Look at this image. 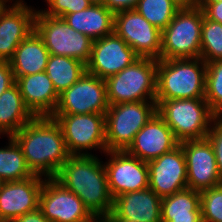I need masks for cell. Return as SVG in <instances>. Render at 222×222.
<instances>
[{"label":"cell","mask_w":222,"mask_h":222,"mask_svg":"<svg viewBox=\"0 0 222 222\" xmlns=\"http://www.w3.org/2000/svg\"><path fill=\"white\" fill-rule=\"evenodd\" d=\"M16 84L26 107L35 117H51L57 107L59 94L45 71L18 77Z\"/></svg>","instance_id":"21"},{"label":"cell","mask_w":222,"mask_h":222,"mask_svg":"<svg viewBox=\"0 0 222 222\" xmlns=\"http://www.w3.org/2000/svg\"><path fill=\"white\" fill-rule=\"evenodd\" d=\"M203 10L204 16L222 24V1L215 3H196Z\"/></svg>","instance_id":"35"},{"label":"cell","mask_w":222,"mask_h":222,"mask_svg":"<svg viewBox=\"0 0 222 222\" xmlns=\"http://www.w3.org/2000/svg\"><path fill=\"white\" fill-rule=\"evenodd\" d=\"M135 9L161 31L172 21L180 9L171 0H139Z\"/></svg>","instance_id":"28"},{"label":"cell","mask_w":222,"mask_h":222,"mask_svg":"<svg viewBox=\"0 0 222 222\" xmlns=\"http://www.w3.org/2000/svg\"><path fill=\"white\" fill-rule=\"evenodd\" d=\"M206 62L199 58L158 60L155 100L204 99Z\"/></svg>","instance_id":"3"},{"label":"cell","mask_w":222,"mask_h":222,"mask_svg":"<svg viewBox=\"0 0 222 222\" xmlns=\"http://www.w3.org/2000/svg\"><path fill=\"white\" fill-rule=\"evenodd\" d=\"M12 4L0 13V61L9 62L19 44L34 31L36 9Z\"/></svg>","instance_id":"19"},{"label":"cell","mask_w":222,"mask_h":222,"mask_svg":"<svg viewBox=\"0 0 222 222\" xmlns=\"http://www.w3.org/2000/svg\"><path fill=\"white\" fill-rule=\"evenodd\" d=\"M104 222H125L122 220H103Z\"/></svg>","instance_id":"44"},{"label":"cell","mask_w":222,"mask_h":222,"mask_svg":"<svg viewBox=\"0 0 222 222\" xmlns=\"http://www.w3.org/2000/svg\"><path fill=\"white\" fill-rule=\"evenodd\" d=\"M186 159L187 187L203 191L222 184L215 152L207 138L186 140L179 144Z\"/></svg>","instance_id":"14"},{"label":"cell","mask_w":222,"mask_h":222,"mask_svg":"<svg viewBox=\"0 0 222 222\" xmlns=\"http://www.w3.org/2000/svg\"><path fill=\"white\" fill-rule=\"evenodd\" d=\"M50 53L41 37L32 31L16 48L9 61L15 80L18 77L44 72Z\"/></svg>","instance_id":"23"},{"label":"cell","mask_w":222,"mask_h":222,"mask_svg":"<svg viewBox=\"0 0 222 222\" xmlns=\"http://www.w3.org/2000/svg\"><path fill=\"white\" fill-rule=\"evenodd\" d=\"M92 4L104 5L105 0H89Z\"/></svg>","instance_id":"42"},{"label":"cell","mask_w":222,"mask_h":222,"mask_svg":"<svg viewBox=\"0 0 222 222\" xmlns=\"http://www.w3.org/2000/svg\"><path fill=\"white\" fill-rule=\"evenodd\" d=\"M6 183V181H4L1 177H0V191L2 189V187L4 186V184Z\"/></svg>","instance_id":"43"},{"label":"cell","mask_w":222,"mask_h":222,"mask_svg":"<svg viewBox=\"0 0 222 222\" xmlns=\"http://www.w3.org/2000/svg\"><path fill=\"white\" fill-rule=\"evenodd\" d=\"M48 4V9L40 10L43 14L60 17L72 14L88 8L92 3L89 0H45Z\"/></svg>","instance_id":"32"},{"label":"cell","mask_w":222,"mask_h":222,"mask_svg":"<svg viewBox=\"0 0 222 222\" xmlns=\"http://www.w3.org/2000/svg\"><path fill=\"white\" fill-rule=\"evenodd\" d=\"M139 0H105L104 5L114 13L135 9Z\"/></svg>","instance_id":"36"},{"label":"cell","mask_w":222,"mask_h":222,"mask_svg":"<svg viewBox=\"0 0 222 222\" xmlns=\"http://www.w3.org/2000/svg\"><path fill=\"white\" fill-rule=\"evenodd\" d=\"M8 145L0 148V177L6 181H19L32 177L22 148L12 137H8Z\"/></svg>","instance_id":"27"},{"label":"cell","mask_w":222,"mask_h":222,"mask_svg":"<svg viewBox=\"0 0 222 222\" xmlns=\"http://www.w3.org/2000/svg\"><path fill=\"white\" fill-rule=\"evenodd\" d=\"M108 107L106 81L85 72L59 95L53 114H105Z\"/></svg>","instance_id":"11"},{"label":"cell","mask_w":222,"mask_h":222,"mask_svg":"<svg viewBox=\"0 0 222 222\" xmlns=\"http://www.w3.org/2000/svg\"><path fill=\"white\" fill-rule=\"evenodd\" d=\"M8 4H12V1L14 2L13 4H25L23 0H5Z\"/></svg>","instance_id":"41"},{"label":"cell","mask_w":222,"mask_h":222,"mask_svg":"<svg viewBox=\"0 0 222 222\" xmlns=\"http://www.w3.org/2000/svg\"><path fill=\"white\" fill-rule=\"evenodd\" d=\"M16 83L11 65L7 61H0V95Z\"/></svg>","instance_id":"34"},{"label":"cell","mask_w":222,"mask_h":222,"mask_svg":"<svg viewBox=\"0 0 222 222\" xmlns=\"http://www.w3.org/2000/svg\"><path fill=\"white\" fill-rule=\"evenodd\" d=\"M222 0H196V3H215Z\"/></svg>","instance_id":"39"},{"label":"cell","mask_w":222,"mask_h":222,"mask_svg":"<svg viewBox=\"0 0 222 222\" xmlns=\"http://www.w3.org/2000/svg\"><path fill=\"white\" fill-rule=\"evenodd\" d=\"M34 118L16 83L0 95V136H13Z\"/></svg>","instance_id":"24"},{"label":"cell","mask_w":222,"mask_h":222,"mask_svg":"<svg viewBox=\"0 0 222 222\" xmlns=\"http://www.w3.org/2000/svg\"><path fill=\"white\" fill-rule=\"evenodd\" d=\"M141 58L160 60L162 31L136 9L115 13L114 31Z\"/></svg>","instance_id":"10"},{"label":"cell","mask_w":222,"mask_h":222,"mask_svg":"<svg viewBox=\"0 0 222 222\" xmlns=\"http://www.w3.org/2000/svg\"><path fill=\"white\" fill-rule=\"evenodd\" d=\"M179 144L171 128L156 113L135 135L125 151L141 161L148 162L174 150Z\"/></svg>","instance_id":"18"},{"label":"cell","mask_w":222,"mask_h":222,"mask_svg":"<svg viewBox=\"0 0 222 222\" xmlns=\"http://www.w3.org/2000/svg\"><path fill=\"white\" fill-rule=\"evenodd\" d=\"M162 222H202L200 192L186 188L162 198Z\"/></svg>","instance_id":"25"},{"label":"cell","mask_w":222,"mask_h":222,"mask_svg":"<svg viewBox=\"0 0 222 222\" xmlns=\"http://www.w3.org/2000/svg\"><path fill=\"white\" fill-rule=\"evenodd\" d=\"M204 99L210 109L222 116V60L206 63V85Z\"/></svg>","instance_id":"30"},{"label":"cell","mask_w":222,"mask_h":222,"mask_svg":"<svg viewBox=\"0 0 222 222\" xmlns=\"http://www.w3.org/2000/svg\"><path fill=\"white\" fill-rule=\"evenodd\" d=\"M110 156L104 163L108 187L113 199L121 194L149 187V169L145 161L131 156L125 150L106 151Z\"/></svg>","instance_id":"13"},{"label":"cell","mask_w":222,"mask_h":222,"mask_svg":"<svg viewBox=\"0 0 222 222\" xmlns=\"http://www.w3.org/2000/svg\"><path fill=\"white\" fill-rule=\"evenodd\" d=\"M180 9L182 8H192L196 6V0H171Z\"/></svg>","instance_id":"38"},{"label":"cell","mask_w":222,"mask_h":222,"mask_svg":"<svg viewBox=\"0 0 222 222\" xmlns=\"http://www.w3.org/2000/svg\"><path fill=\"white\" fill-rule=\"evenodd\" d=\"M7 2L5 0H0V13L7 7Z\"/></svg>","instance_id":"40"},{"label":"cell","mask_w":222,"mask_h":222,"mask_svg":"<svg viewBox=\"0 0 222 222\" xmlns=\"http://www.w3.org/2000/svg\"><path fill=\"white\" fill-rule=\"evenodd\" d=\"M115 13L105 5L91 4L88 8L62 18L74 30L95 41L113 33Z\"/></svg>","instance_id":"22"},{"label":"cell","mask_w":222,"mask_h":222,"mask_svg":"<svg viewBox=\"0 0 222 222\" xmlns=\"http://www.w3.org/2000/svg\"><path fill=\"white\" fill-rule=\"evenodd\" d=\"M156 113L155 101L109 105L105 113L107 151L126 150L135 135Z\"/></svg>","instance_id":"7"},{"label":"cell","mask_w":222,"mask_h":222,"mask_svg":"<svg viewBox=\"0 0 222 222\" xmlns=\"http://www.w3.org/2000/svg\"><path fill=\"white\" fill-rule=\"evenodd\" d=\"M51 118L60 125L71 155H91L88 151L93 149L107 151L105 114H52Z\"/></svg>","instance_id":"9"},{"label":"cell","mask_w":222,"mask_h":222,"mask_svg":"<svg viewBox=\"0 0 222 222\" xmlns=\"http://www.w3.org/2000/svg\"><path fill=\"white\" fill-rule=\"evenodd\" d=\"M34 30L51 55L74 58L84 64L89 62L93 40L71 28L63 18L45 15L37 10Z\"/></svg>","instance_id":"8"},{"label":"cell","mask_w":222,"mask_h":222,"mask_svg":"<svg viewBox=\"0 0 222 222\" xmlns=\"http://www.w3.org/2000/svg\"><path fill=\"white\" fill-rule=\"evenodd\" d=\"M13 222H50L37 208L34 211L28 212L16 218Z\"/></svg>","instance_id":"37"},{"label":"cell","mask_w":222,"mask_h":222,"mask_svg":"<svg viewBox=\"0 0 222 222\" xmlns=\"http://www.w3.org/2000/svg\"><path fill=\"white\" fill-rule=\"evenodd\" d=\"M139 58L136 52L113 32L93 41L91 57L86 64V72L106 80Z\"/></svg>","instance_id":"15"},{"label":"cell","mask_w":222,"mask_h":222,"mask_svg":"<svg viewBox=\"0 0 222 222\" xmlns=\"http://www.w3.org/2000/svg\"><path fill=\"white\" fill-rule=\"evenodd\" d=\"M96 154L71 155L54 179L76 194L99 220L111 215L113 197L110 194L105 165Z\"/></svg>","instance_id":"2"},{"label":"cell","mask_w":222,"mask_h":222,"mask_svg":"<svg viewBox=\"0 0 222 222\" xmlns=\"http://www.w3.org/2000/svg\"><path fill=\"white\" fill-rule=\"evenodd\" d=\"M206 138L213 146L218 171L222 179V117H217L213 121Z\"/></svg>","instance_id":"33"},{"label":"cell","mask_w":222,"mask_h":222,"mask_svg":"<svg viewBox=\"0 0 222 222\" xmlns=\"http://www.w3.org/2000/svg\"><path fill=\"white\" fill-rule=\"evenodd\" d=\"M200 58L206 63L222 60V24L203 16Z\"/></svg>","instance_id":"29"},{"label":"cell","mask_w":222,"mask_h":222,"mask_svg":"<svg viewBox=\"0 0 222 222\" xmlns=\"http://www.w3.org/2000/svg\"><path fill=\"white\" fill-rule=\"evenodd\" d=\"M158 60L139 58L106 81L109 105L155 101Z\"/></svg>","instance_id":"5"},{"label":"cell","mask_w":222,"mask_h":222,"mask_svg":"<svg viewBox=\"0 0 222 222\" xmlns=\"http://www.w3.org/2000/svg\"><path fill=\"white\" fill-rule=\"evenodd\" d=\"M38 208L50 222L99 221L76 194L54 178H45Z\"/></svg>","instance_id":"12"},{"label":"cell","mask_w":222,"mask_h":222,"mask_svg":"<svg viewBox=\"0 0 222 222\" xmlns=\"http://www.w3.org/2000/svg\"><path fill=\"white\" fill-rule=\"evenodd\" d=\"M35 175L54 178L71 156L60 125L51 117H35L12 136Z\"/></svg>","instance_id":"1"},{"label":"cell","mask_w":222,"mask_h":222,"mask_svg":"<svg viewBox=\"0 0 222 222\" xmlns=\"http://www.w3.org/2000/svg\"><path fill=\"white\" fill-rule=\"evenodd\" d=\"M147 164L149 188L161 199L188 188L186 159L180 145Z\"/></svg>","instance_id":"16"},{"label":"cell","mask_w":222,"mask_h":222,"mask_svg":"<svg viewBox=\"0 0 222 222\" xmlns=\"http://www.w3.org/2000/svg\"><path fill=\"white\" fill-rule=\"evenodd\" d=\"M203 16L198 6L179 9L162 30L160 59L199 58Z\"/></svg>","instance_id":"6"},{"label":"cell","mask_w":222,"mask_h":222,"mask_svg":"<svg viewBox=\"0 0 222 222\" xmlns=\"http://www.w3.org/2000/svg\"><path fill=\"white\" fill-rule=\"evenodd\" d=\"M45 72L60 95L85 74L86 64L74 58L50 54Z\"/></svg>","instance_id":"26"},{"label":"cell","mask_w":222,"mask_h":222,"mask_svg":"<svg viewBox=\"0 0 222 222\" xmlns=\"http://www.w3.org/2000/svg\"><path fill=\"white\" fill-rule=\"evenodd\" d=\"M157 114L166 122L179 142L207 137L218 117L205 99L155 100Z\"/></svg>","instance_id":"4"},{"label":"cell","mask_w":222,"mask_h":222,"mask_svg":"<svg viewBox=\"0 0 222 222\" xmlns=\"http://www.w3.org/2000/svg\"><path fill=\"white\" fill-rule=\"evenodd\" d=\"M162 199L151 189L121 194L113 199L111 215L103 220L162 222Z\"/></svg>","instance_id":"20"},{"label":"cell","mask_w":222,"mask_h":222,"mask_svg":"<svg viewBox=\"0 0 222 222\" xmlns=\"http://www.w3.org/2000/svg\"><path fill=\"white\" fill-rule=\"evenodd\" d=\"M202 222H222V184L200 192Z\"/></svg>","instance_id":"31"},{"label":"cell","mask_w":222,"mask_h":222,"mask_svg":"<svg viewBox=\"0 0 222 222\" xmlns=\"http://www.w3.org/2000/svg\"><path fill=\"white\" fill-rule=\"evenodd\" d=\"M45 178L33 175L24 180L6 182L0 191V219L13 222L39 206V195Z\"/></svg>","instance_id":"17"}]
</instances>
